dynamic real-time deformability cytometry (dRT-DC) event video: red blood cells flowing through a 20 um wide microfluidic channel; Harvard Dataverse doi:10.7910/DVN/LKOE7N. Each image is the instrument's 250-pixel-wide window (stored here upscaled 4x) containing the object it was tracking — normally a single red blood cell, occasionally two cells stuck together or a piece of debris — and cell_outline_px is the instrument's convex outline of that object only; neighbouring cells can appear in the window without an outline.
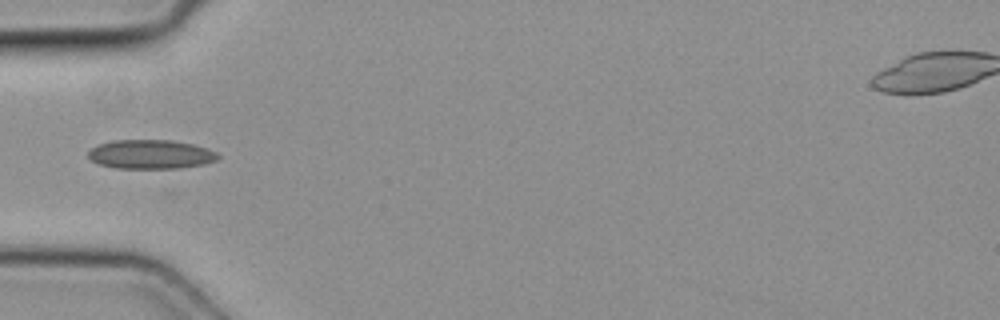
{"species": "common noctule bat (a hibernating species)", "species_latin": "Nyctalus noctula", "temperature_condition": "cold", "stored_images_in_passage": 4, "camera_frame_rate_fps": 3000, "um_per_image_px": 0.085, "animal": {"sex": "female", "body_mass_g": 19.3, "forearm_length_mm": 54.1}, "frame": {"image": 1, "passage_image": 4, "time_ms": 1.0, "image_size_px": [1000, 320], "cell_outline_px": [[220, 156], [216, 160], [204, 164], [180, 168], [116, 168], [100, 164], [92, 160], [88, 156], [88, 152], [92, 148], [100, 144], [112, 140], [172, 140], [192, 144], [216, 152]], "centroid_in_image_um": [12.81, 13.12], "position_along_channel_um": 72.2, "area_um2": 21.79}}